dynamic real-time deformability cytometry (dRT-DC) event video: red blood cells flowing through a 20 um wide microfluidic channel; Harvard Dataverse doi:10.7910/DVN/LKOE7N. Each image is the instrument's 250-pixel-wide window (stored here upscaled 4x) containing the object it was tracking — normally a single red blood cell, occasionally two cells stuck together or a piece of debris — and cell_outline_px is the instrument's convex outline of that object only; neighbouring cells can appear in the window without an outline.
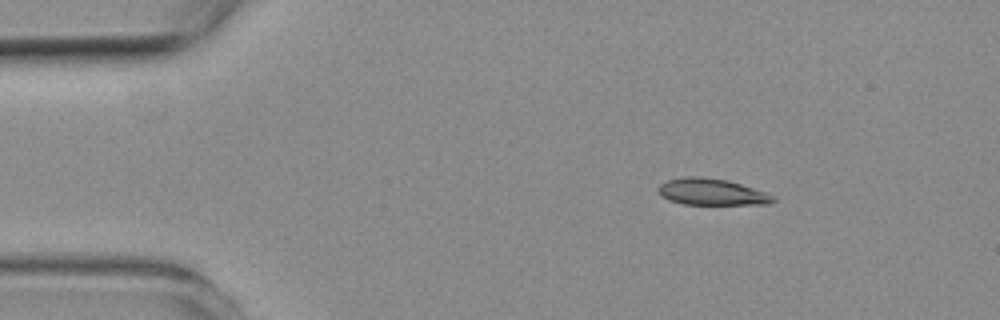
{"species": "common noctule bat (a hibernating species)", "species_latin": "Nyctalus noctula", "temperature_condition": "room temperature", "stored_images_in_passage": 3, "camera_frame_rate_fps": 3000, "um_per_image_px": 0.085, "animal": {"sex": "female", "body_mass_g": 19.3, "forearm_length_mm": 54.1}, "frame": {"image": 1, "passage_image": 2, "time_ms": 1.0, "image_size_px": [1000, 320], "cell_outline_px": [[776, 200], [772, 204], [684, 204], [668, 200], [660, 196], [656, 188], [660, 184], [668, 180], [684, 176], [700, 176], [728, 180], [776, 196]], "centroid_in_image_um": [60.46, 16.31], "position_along_channel_um": 24.5, "area_um2": 17.86}}